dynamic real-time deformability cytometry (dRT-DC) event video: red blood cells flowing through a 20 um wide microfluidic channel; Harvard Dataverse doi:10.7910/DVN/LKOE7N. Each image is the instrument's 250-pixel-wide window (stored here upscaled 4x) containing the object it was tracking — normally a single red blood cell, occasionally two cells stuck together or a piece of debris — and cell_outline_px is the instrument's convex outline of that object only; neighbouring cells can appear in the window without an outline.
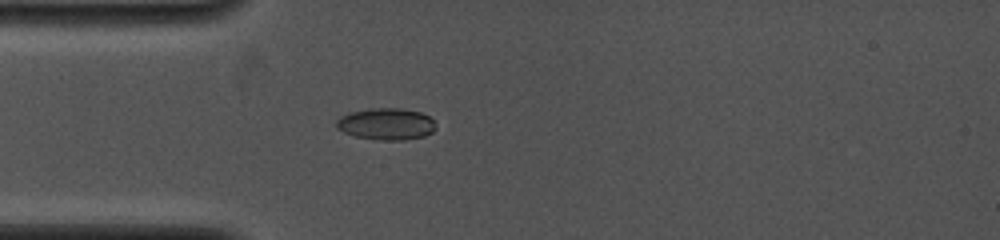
{"species": "common noctule bat (a hibernating species)", "species_latin": "Nyctalus noctula", "temperature_condition": "cold", "stored_images_in_passage": 45, "camera_frame_rate_fps": 4000, "um_per_image_px": 0.085, "animal": {"sex": "female", "body_mass_g": 19.0, "forearm_length_mm": 53.3}, "frame": {"image": 1, "passage_image": 9, "time_ms": 3.25, "image_size_px": [1000, 240], "cell_outline_px": [[436, 128], [432, 132], [424, 136], [404, 140], [384, 140], [356, 136], [344, 132], [336, 128], [336, 120], [340, 116], [348, 112], [372, 108], [400, 108], [420, 112], [428, 116], [432, 120]], "centroid_in_image_um": [32.81, 10.53], "position_along_channel_um": 52.2, "area_um2": 18.32}}
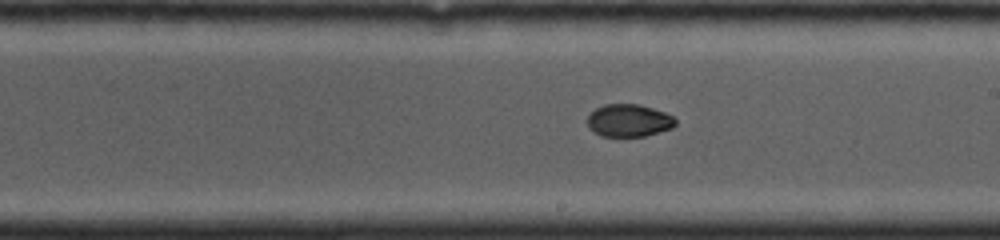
{"frame": {"image": 2, "passage_image": 24, "time_ms": 7.75, "image_size_px": [1000, 240], "cell_outline_px": [[676, 124], [672, 128], [644, 136], [600, 136], [588, 128], [588, 116], [596, 108], [604, 104], [640, 104], [664, 112], [672, 116], [676, 120]], "centroid_in_image_um": [53.44, 10.24], "position_along_channel_um": 235.6, "area_um2": 16.65}}
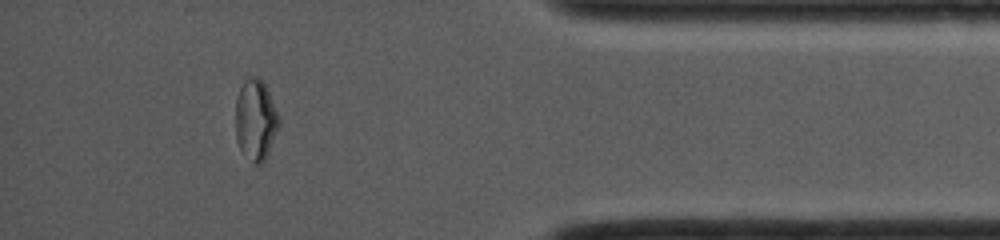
{"frame": {"image": 3, "passage_image": 40, "time_ms": 12.5, "image_size_px": [1000, 240], "cell_outline_px": [[280, 124], [268, 152], [264, 160], [260, 164], [256, 164], [240, 148], [236, 140], [236, 96], [244, 80], [248, 76], [256, 76], [264, 84], [280, 116]], "centroid_in_image_um": [21.73, 10.15], "position_along_channel_um": 413.5, "area_um2": 20.17}}